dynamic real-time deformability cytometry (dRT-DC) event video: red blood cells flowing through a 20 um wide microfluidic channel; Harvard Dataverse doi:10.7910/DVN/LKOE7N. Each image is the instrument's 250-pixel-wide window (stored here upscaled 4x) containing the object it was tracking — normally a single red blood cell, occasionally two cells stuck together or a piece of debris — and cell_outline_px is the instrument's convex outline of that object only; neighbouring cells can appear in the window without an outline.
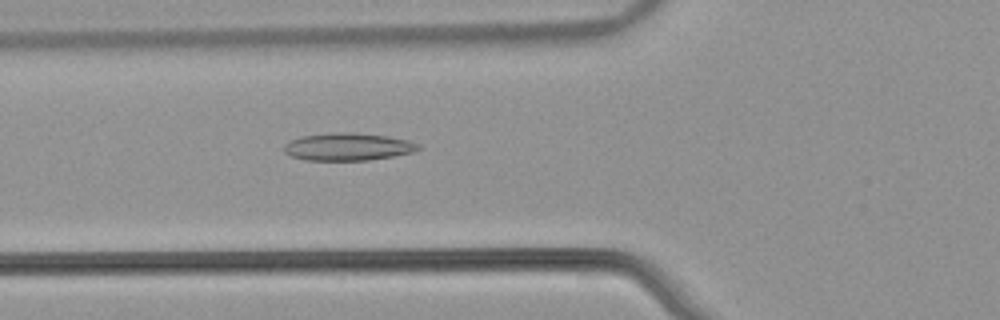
{"species": "common noctule bat (a hibernating species)", "species_latin": "Nyctalus noctula", "temperature_condition": "warm", "stored_images_in_passage": 37, "camera_frame_rate_fps": 3000, "um_per_image_px": 0.085, "animal": {"sex": "male", "body_mass_g": 21.5, "forearm_length_mm": 52.0}, "frame": {"image": 1, "passage_image": 9, "time_ms": 2.667, "image_size_px": [1000, 320], "cell_outline_px": [[400, 152], [384, 156], [352, 160], [324, 160], [300, 156], [316, 136], [376, 136], [396, 140]], "centroid_in_image_um": [29.75, 12.56], "position_along_channel_um": 96.0, "area_um2": 14.1}}
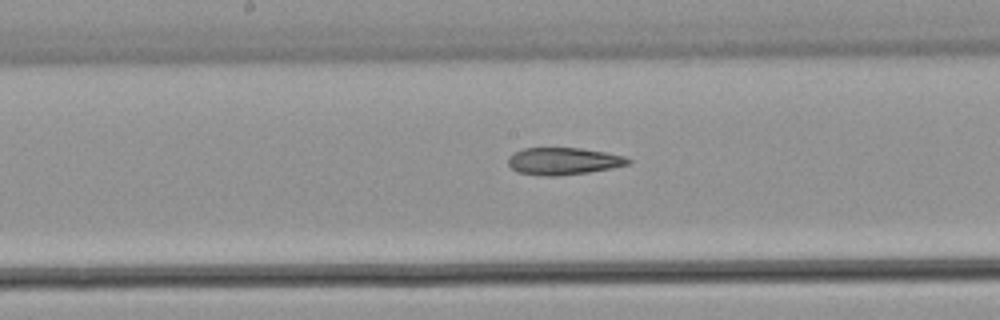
{"frame": {"image": 2, "passage_image": 17, "time_ms": 5.333, "image_size_px": [1000, 320], "cell_outline_px": [[628, 160], [620, 164], [604, 168], [576, 172], [528, 172], [516, 168], [512, 164], [520, 152], [532, 148], [568, 148], [596, 152]], "centroid_in_image_um": [47.87, 13.63], "position_along_channel_um": 200.3, "area_um2": 15.09}}
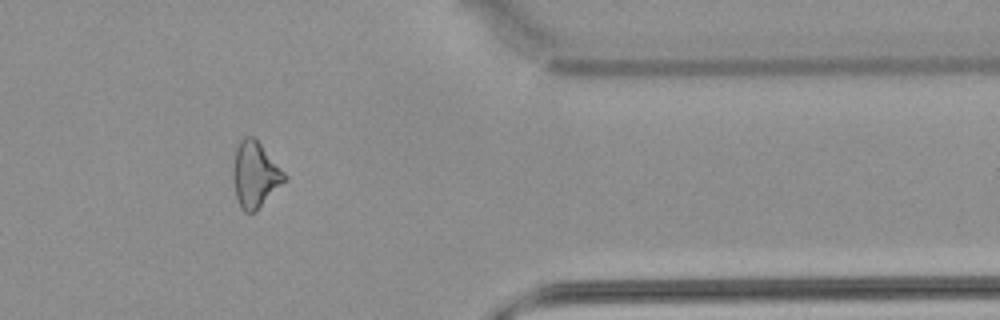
{"frame": {"image": 3, "passage_image": 33, "time_ms": 10.667, "image_size_px": [1000, 320], "cell_outline_px": [[284, 180], [256, 208], [240, 200], [240, 196], [252, 148], [256, 144], [260, 148], [284, 176]], "centroid_in_image_um": [22.08, 15.16], "position_along_channel_um": 389.3, "area_um2": 11.39}}